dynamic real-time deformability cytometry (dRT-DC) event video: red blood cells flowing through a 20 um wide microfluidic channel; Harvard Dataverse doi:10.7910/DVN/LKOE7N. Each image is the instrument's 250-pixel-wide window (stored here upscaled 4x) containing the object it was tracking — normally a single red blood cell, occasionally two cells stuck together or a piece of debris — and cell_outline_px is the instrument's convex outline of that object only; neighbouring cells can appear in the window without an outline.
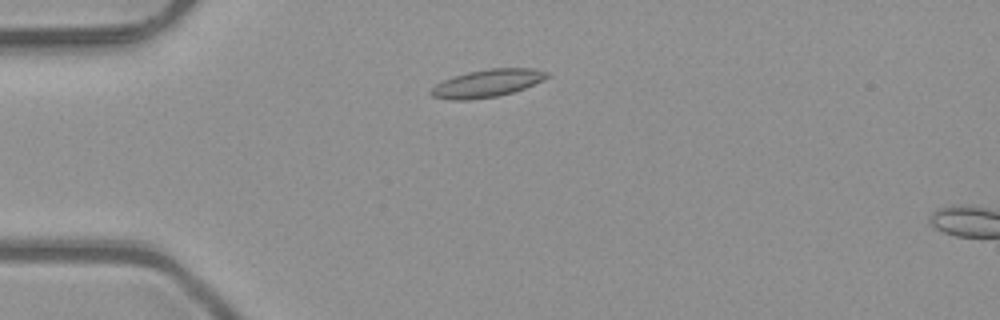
{"species": "common noctule bat (a hibernating species)", "species_latin": "Nyctalus noctula", "temperature_condition": "room temperature", "stored_images_in_passage": 12, "camera_frame_rate_fps": 3000, "um_per_image_px": 0.085, "animal": {"sex": "male", "body_mass_g": 23.1, "forearm_length_mm": 52.7}, "frame": {"image": 1, "passage_image": 9, "time_ms": 2.667, "image_size_px": [1000, 320], "cell_outline_px": [[548, 76], [544, 80], [524, 88], [512, 92], [496, 96], [468, 100], [448, 100], [432, 96], [428, 92], [436, 84], [452, 76], [468, 72], [488, 68], [532, 68], [548, 72]], "centroid_in_image_um": [41.38, 7.07], "position_along_channel_um": 43.6, "area_um2": 18.67}}